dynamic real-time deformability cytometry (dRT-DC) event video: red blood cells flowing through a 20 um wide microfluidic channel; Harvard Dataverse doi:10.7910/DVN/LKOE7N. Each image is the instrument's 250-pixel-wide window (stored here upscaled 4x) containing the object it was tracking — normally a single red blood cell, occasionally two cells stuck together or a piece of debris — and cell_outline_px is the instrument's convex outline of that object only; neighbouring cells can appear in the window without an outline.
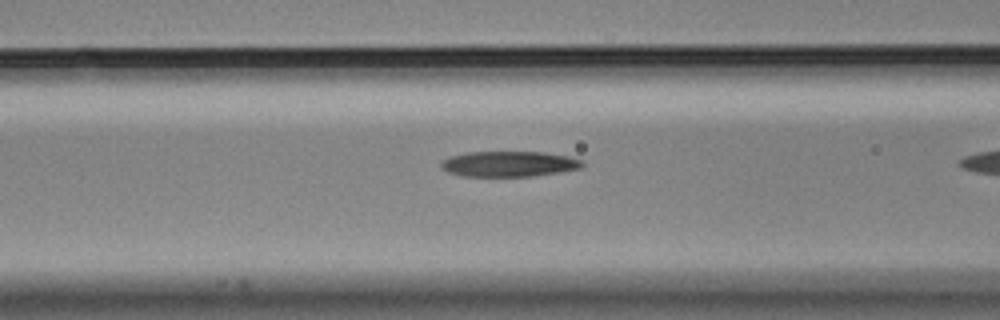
{"species": "Egyptian fruit bat (a non-hibernating species)", "species_latin": "Rousettus aegyptiacus", "temperature_condition": "cold", "stored_images_in_passage": 18, "camera_frame_rate_fps": 3000, "um_per_image_px": 0.085, "animal": {"sex": "male"}, "frame": {"image": 1, "passage_image": 5, "time_ms": 1.333, "image_size_px": [1000, 320], "cell_outline_px": [[584, 164], [580, 168], [532, 176], [460, 176], [448, 172], [440, 168], [440, 164], [444, 160], [452, 156], [468, 152], [544, 152], [568, 156], [584, 160]], "centroid_in_image_um": [43.26, 13.93], "position_along_channel_um": 123.3, "area_um2": 20.87}}
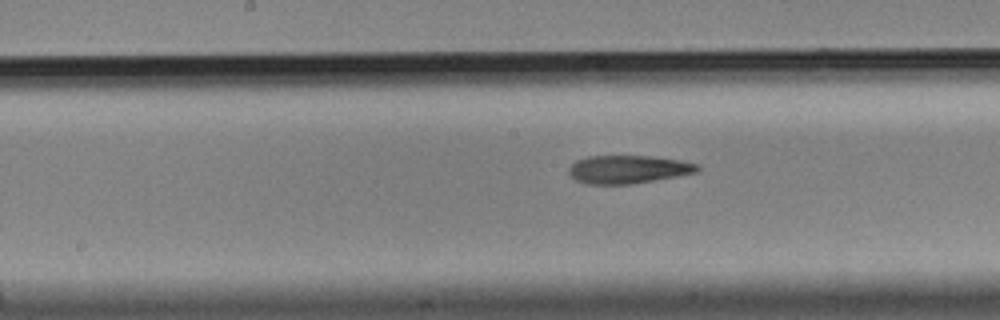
{"frame": {"image": 2, "passage_image": 11, "time_ms": 3.333, "image_size_px": [1000, 320], "cell_outline_px": [[700, 168], [696, 172], [676, 176], [632, 184], [588, 184], [576, 180], [568, 172], [568, 168], [576, 160], [588, 156], [648, 156], [680, 160], [700, 164]], "centroid_in_image_um": [53.38, 14.39], "position_along_channel_um": 194.8, "area_um2": 20.98}}
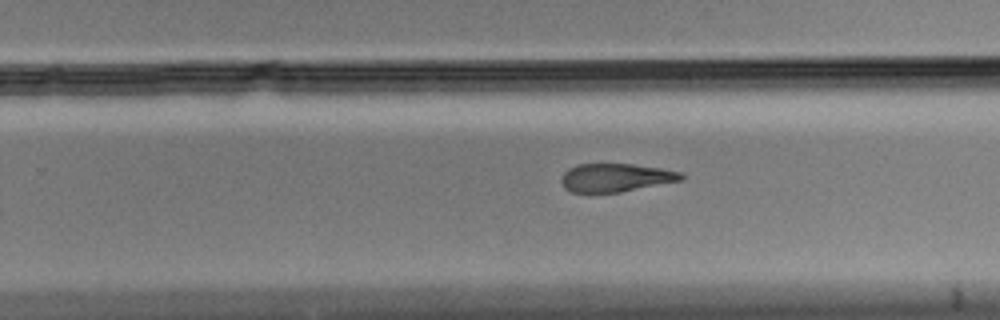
{"frame": {"image": 3, "passage_image": 18, "time_ms": 5.667, "image_size_px": [1000, 320], "cell_outline_px": [[684, 176], [680, 180], [620, 192], [572, 192], [564, 188], [560, 180], [564, 172], [568, 168], [576, 164], [632, 164], [660, 168], [684, 172]], "centroid_in_image_um": [52.3, 15.09], "position_along_channel_um": 277.5, "area_um2": 19.65}}